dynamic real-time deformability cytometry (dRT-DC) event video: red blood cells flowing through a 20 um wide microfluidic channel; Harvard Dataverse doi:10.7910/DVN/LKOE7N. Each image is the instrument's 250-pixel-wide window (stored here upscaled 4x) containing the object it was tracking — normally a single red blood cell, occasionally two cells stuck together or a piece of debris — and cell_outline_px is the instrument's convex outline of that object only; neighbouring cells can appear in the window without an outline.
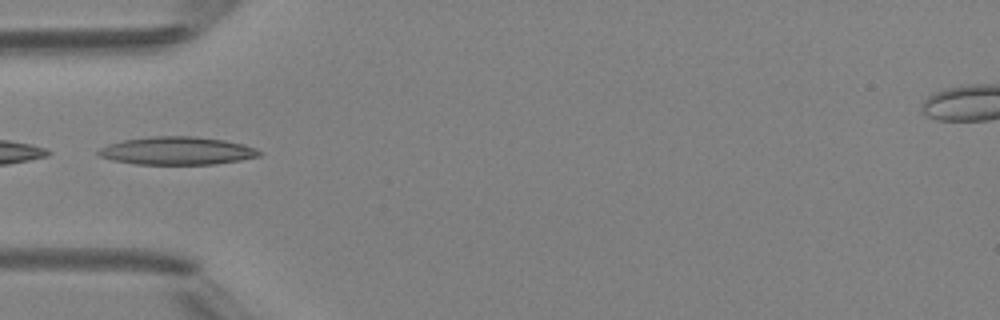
{"species": "Egyptian fruit bat (a non-hibernating species)", "species_latin": "Rousettus aegyptiacus", "temperature_condition": "room temperature", "stored_images_in_passage": 4, "camera_frame_rate_fps": 3000, "um_per_image_px": 0.085, "animal": {"sex": "female"}, "frame": {"image": 1, "passage_image": 4, "time_ms": 3.333, "image_size_px": [1000, 320], "cell_outline_px": [[264, 152], [260, 156], [240, 160], [212, 164], [136, 164], [112, 160], [96, 156], [96, 152], [100, 148], [108, 144], [124, 140], [152, 136], [192, 136], [224, 140], [244, 144], [256, 148]], "centroid_in_image_um": [15.04, 12.82], "position_along_channel_um": 70.0, "area_um2": 26.3}}